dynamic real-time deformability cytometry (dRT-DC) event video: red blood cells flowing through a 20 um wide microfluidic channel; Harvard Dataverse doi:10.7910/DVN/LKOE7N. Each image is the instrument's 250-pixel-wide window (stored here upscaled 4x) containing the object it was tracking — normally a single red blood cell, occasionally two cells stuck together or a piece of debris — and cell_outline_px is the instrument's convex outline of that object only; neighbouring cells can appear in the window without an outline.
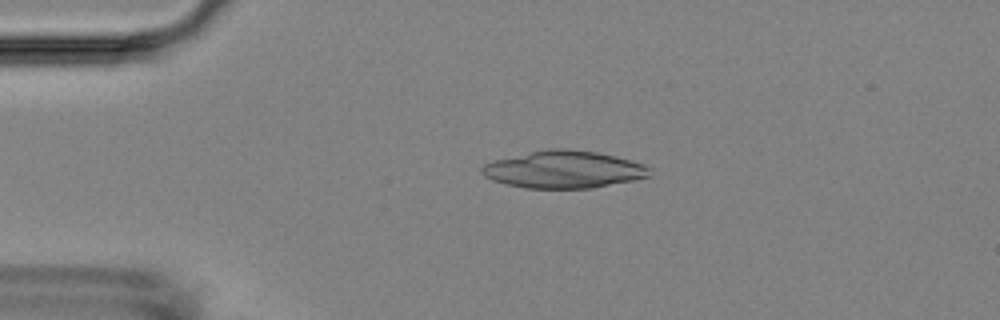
{"species": "Egyptian fruit bat (a non-hibernating species)", "species_latin": "Rousettus aegyptiacus", "temperature_condition": "room temperature", "stored_images_in_passage": 53, "camera_frame_rate_fps": 3000, "um_per_image_px": 0.085, "animal": {"sex": "female"}, "frame": {"image": 1, "passage_image": 10, "time_ms": 3.0, "image_size_px": [1000, 320], "cell_outline_px": [[652, 176], [592, 188], [528, 188], [504, 184], [492, 180], [484, 176], [480, 172], [480, 168], [484, 164], [492, 160], [548, 148], [564, 148], [596, 152], [616, 156], [644, 164], [652, 168]], "centroid_in_image_um": [47.91, 14.4], "position_along_channel_um": 37.1, "area_um2": 36.7}}